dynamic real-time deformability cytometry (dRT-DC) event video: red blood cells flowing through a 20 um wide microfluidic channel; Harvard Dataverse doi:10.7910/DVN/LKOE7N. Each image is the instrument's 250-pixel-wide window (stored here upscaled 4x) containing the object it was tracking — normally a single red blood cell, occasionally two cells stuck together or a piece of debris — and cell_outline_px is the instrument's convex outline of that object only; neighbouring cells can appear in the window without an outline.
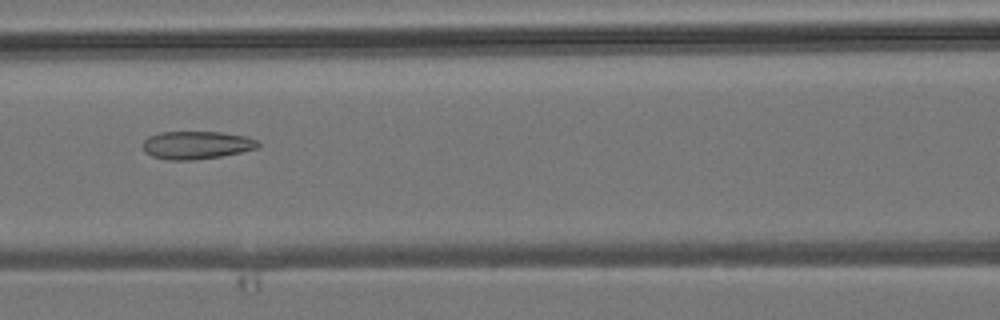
{"species": "common noctule bat (a hibernating species)", "species_latin": "Nyctalus noctula", "temperature_condition": "room temperature", "stored_images_in_passage": 6, "camera_frame_rate_fps": 3000, "um_per_image_px": 0.085, "animal": {"sex": "male", "body_mass_g": 19.2, "forearm_length_mm": 51.8}, "frame": {"image": 1, "passage_image": 6, "time_ms": 6.667, "image_size_px": [1000, 320], "cell_outline_px": [[260, 148], [220, 156], [192, 160], [168, 160], [152, 156], [144, 152], [144, 140], [148, 136], [160, 132], [220, 132], [244, 136], [256, 140], [260, 144]], "centroid_in_image_um": [16.69, 12.33], "position_along_channel_um": 149.9, "area_um2": 18.67}}